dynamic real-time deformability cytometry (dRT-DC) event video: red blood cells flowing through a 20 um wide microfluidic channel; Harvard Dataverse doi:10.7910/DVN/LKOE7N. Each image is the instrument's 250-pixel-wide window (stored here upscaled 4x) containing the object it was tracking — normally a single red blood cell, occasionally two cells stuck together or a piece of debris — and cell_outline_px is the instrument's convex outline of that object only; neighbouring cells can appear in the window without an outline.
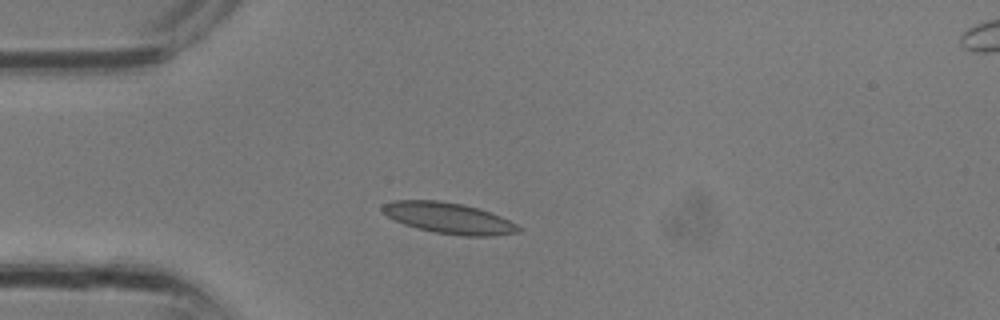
{"species": "common noctule bat (a hibernating species)", "species_latin": "Nyctalus noctula", "temperature_condition": "room temperature", "stored_images_in_passage": 16, "camera_frame_rate_fps": 3000, "um_per_image_px": 0.085, "animal": {"sex": "male", "body_mass_g": 13.3}, "frame": {"image": 1, "passage_image": 7, "time_ms": 2.0, "image_size_px": [1000, 320], "cell_outline_px": [[524, 228], [520, 232], [492, 236], [464, 236], [436, 232], [404, 224], [388, 216], [380, 208], [384, 204], [392, 200], [440, 200], [464, 204], [500, 216]], "centroid_in_image_um": [38.17, 18.53], "position_along_channel_um": 46.8, "area_um2": 24.33}}
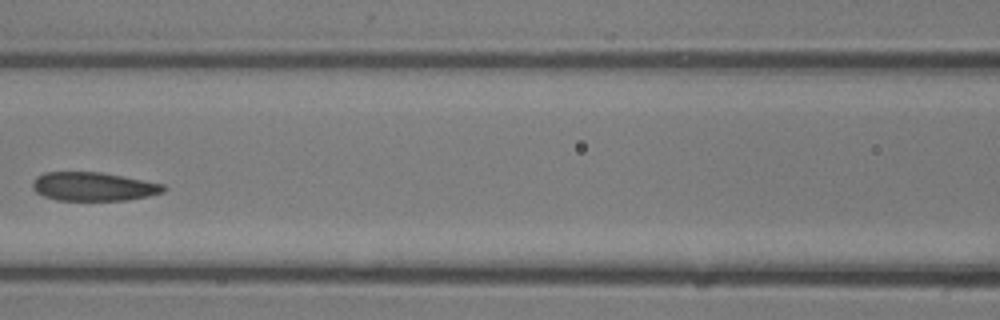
{"frame": {"image": 2, "passage_image": 13, "time_ms": 4.0, "image_size_px": [1000, 320], "cell_outline_px": [[168, 188], [164, 192], [148, 196], [128, 200], [56, 200], [44, 196], [36, 192], [32, 188], [32, 180], [36, 176], [44, 172], [100, 172], [164, 184]], "centroid_in_image_um": [7.93, 15.85], "position_along_channel_um": 158.7, "area_um2": 21.96}}
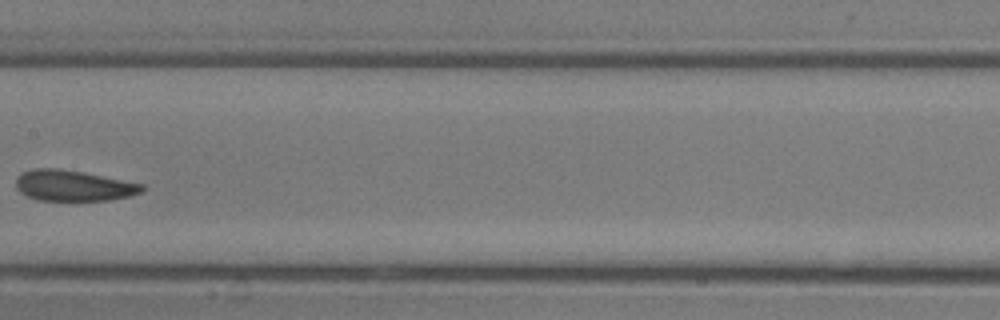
{"frame": {"image": 3, "passage_image": 15, "time_ms": 4.667, "image_size_px": [1000, 320], "cell_outline_px": [[144, 188], [140, 192], [128, 196], [108, 200], [40, 200], [28, 196], [20, 192], [16, 188], [16, 176], [32, 168], [56, 168], [84, 172], [144, 184]], "centroid_in_image_um": [6.21, 15.76], "position_along_channel_um": 201.2, "area_um2": 22.48}}